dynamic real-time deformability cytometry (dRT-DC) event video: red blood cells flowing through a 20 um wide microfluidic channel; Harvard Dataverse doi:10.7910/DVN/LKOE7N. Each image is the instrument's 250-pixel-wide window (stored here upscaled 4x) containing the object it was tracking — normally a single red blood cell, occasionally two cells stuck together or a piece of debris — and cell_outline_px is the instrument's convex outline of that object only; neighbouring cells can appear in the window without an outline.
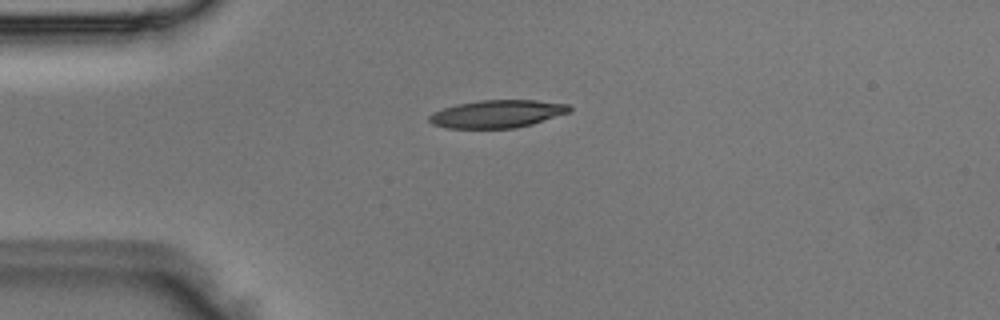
{"species": "Egyptian fruit bat (a non-hibernating species)", "species_latin": "Rousettus aegyptiacus", "temperature_condition": "room temperature", "stored_images_in_passage": 4, "camera_frame_rate_fps": 3000, "um_per_image_px": 0.085, "animal": {"sex": "male"}, "frame": {"image": 1, "passage_image": 1, "time_ms": 0.0, "image_size_px": [1000, 320], "cell_outline_px": [[572, 108], [568, 112], [532, 124], [516, 128], [448, 128], [432, 124], [428, 120], [428, 116], [432, 112], [456, 104], [480, 100], [536, 100], [568, 104]], "centroid_in_image_um": [42.23, 9.68], "position_along_channel_um": 42.8, "area_um2": 22.6}}
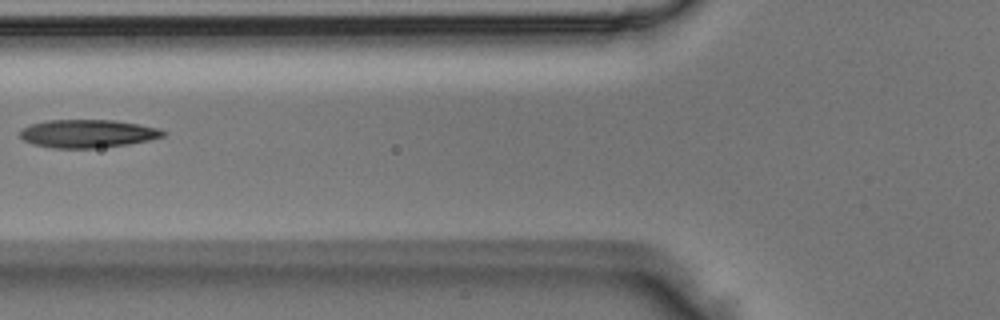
{"frame": {"image": 2, "passage_image": 3, "time_ms": 0.667, "image_size_px": [1000, 320], "cell_outline_px": [[168, 132], [164, 136], [148, 140], [128, 144], [92, 148], [52, 148], [32, 144], [24, 140], [20, 136], [20, 132], [24, 128], [32, 124], [48, 120], [116, 120], [140, 124], [160, 128]], "centroid_in_image_um": [7.49, 11.35], "position_along_channel_um": 118.3, "area_um2": 23.41}}